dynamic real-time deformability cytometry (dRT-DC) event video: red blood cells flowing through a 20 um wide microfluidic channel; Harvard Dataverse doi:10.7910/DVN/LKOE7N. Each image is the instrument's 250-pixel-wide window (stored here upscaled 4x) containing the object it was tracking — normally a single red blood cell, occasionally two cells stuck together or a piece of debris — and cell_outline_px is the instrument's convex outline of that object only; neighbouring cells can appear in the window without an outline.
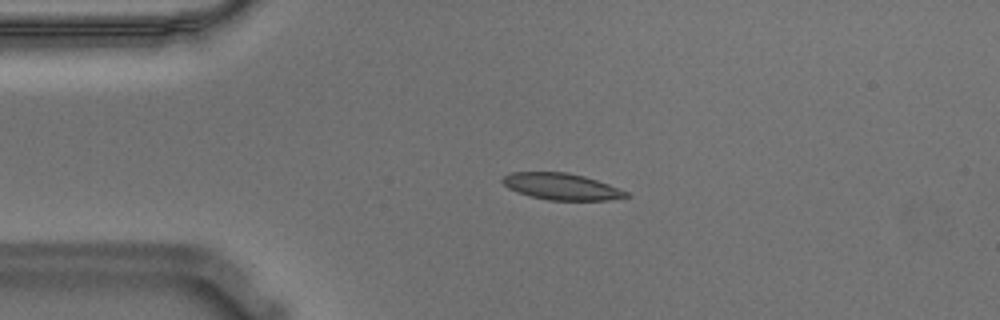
{"species": "Egyptian fruit bat (a non-hibernating species)", "species_latin": "Rousettus aegyptiacus", "temperature_condition": "warm", "stored_images_in_passage": 55, "camera_frame_rate_fps": 3000, "um_per_image_px": 0.085, "animal": {"sex": "male"}, "frame": {"image": 1, "passage_image": 11, "time_ms": 3.333, "image_size_px": [1000, 320], "cell_outline_px": [[632, 196], [608, 200], [548, 200], [532, 196], [508, 188], [500, 180], [504, 176], [512, 172], [568, 172], [584, 176], [608, 184], [628, 192]], "centroid_in_image_um": [47.74, 15.85], "position_along_channel_um": 37.3, "area_um2": 18.96}}
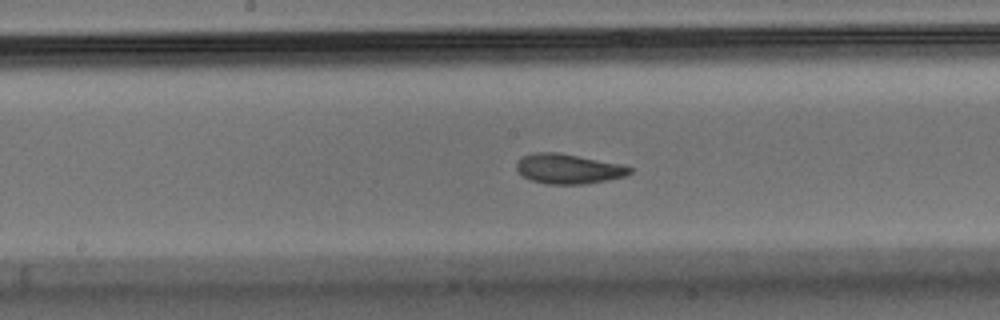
{"frame": {"image": 2, "passage_image": 27, "time_ms": 8.667, "image_size_px": [1000, 320], "cell_outline_px": [[632, 172], [624, 176], [584, 184], [548, 184], [532, 180], [524, 176], [516, 168], [516, 164], [524, 156], [536, 152], [556, 152], [620, 164], [632, 168]], "centroid_in_image_um": [48.3, 14.35], "position_along_channel_um": 199.9, "area_um2": 19.19}}
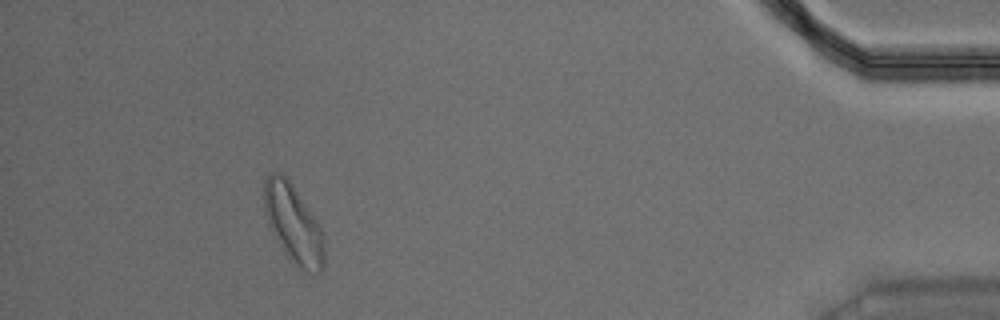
{"frame": {"image": 3, "passage_image": 50, "time_ms": 16.333, "image_size_px": [1000, 320], "cell_outline_px": [[324, 264], [320, 272], [308, 272], [300, 268], [288, 260], [276, 240], [268, 224], [264, 208], [264, 180], [268, 172], [280, 172], [292, 184], [316, 220], [324, 236]], "centroid_in_image_um": [24.91, 19.03], "position_along_channel_um": 410.3, "area_um2": 27.51}, "authors_computed_cell_mechanics": {"area_um2": 19.7098, "velocity_mm_per_s": 3.5514, "shape_relaxation_time_tau1_ms": 5.1098, "shape_relaxation_time_tau2_ms": 1.928, "deformation_change_tau1": 0.1626, "deformation_change_tau2": 0.0641}}